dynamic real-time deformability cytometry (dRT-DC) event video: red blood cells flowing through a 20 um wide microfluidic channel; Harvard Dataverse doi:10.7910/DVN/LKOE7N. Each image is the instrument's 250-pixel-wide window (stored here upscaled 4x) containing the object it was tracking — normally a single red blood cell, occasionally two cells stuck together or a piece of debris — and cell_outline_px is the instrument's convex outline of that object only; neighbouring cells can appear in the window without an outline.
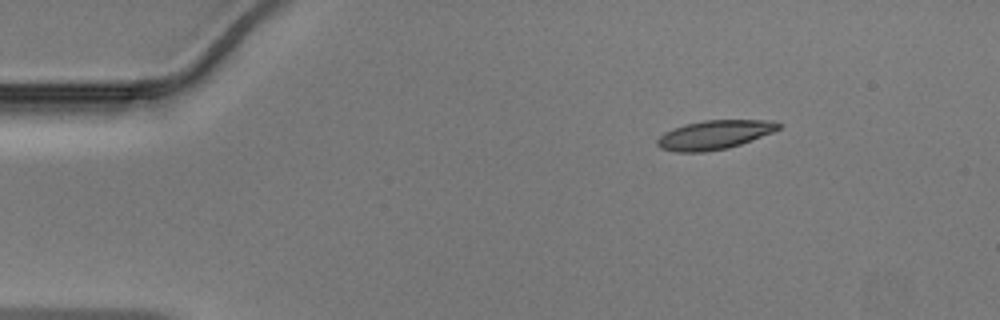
{"species": "Egyptian fruit bat (a non-hibernating species)", "species_latin": "Rousettus aegyptiacus", "temperature_condition": "warm", "stored_images_in_passage": 42, "camera_frame_rate_fps": 3000, "um_per_image_px": 0.085, "animal": {"sex": "male"}, "frame": {"image": 1, "passage_image": 1, "time_ms": 0.0, "image_size_px": [1000, 320], "cell_outline_px": [[780, 128], [772, 132], [740, 144], [728, 148], [704, 152], [676, 152], [660, 148], [656, 144], [656, 140], [664, 132], [672, 128], [684, 124], [704, 120], [776, 120], [780, 124]], "centroid_in_image_um": [60.69, 11.45], "position_along_channel_um": 24.3, "area_um2": 20.52}}
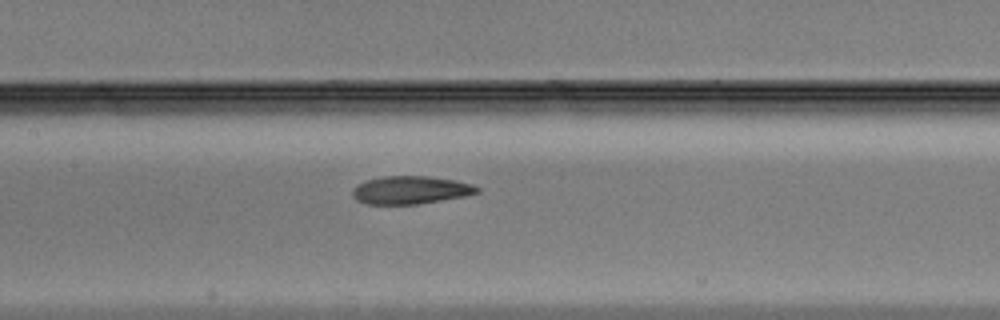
{"frame": {"image": 2, "passage_image": 17, "time_ms": 5.333, "image_size_px": [1000, 320], "cell_outline_px": [[480, 192], [464, 196], [416, 204], [364, 204], [356, 200], [352, 196], [352, 188], [356, 184], [368, 180], [384, 176], [428, 176], [456, 180], [472, 184], [480, 188]], "centroid_in_image_um": [34.87, 16.15], "position_along_channel_um": 172.5, "area_um2": 20.35}}
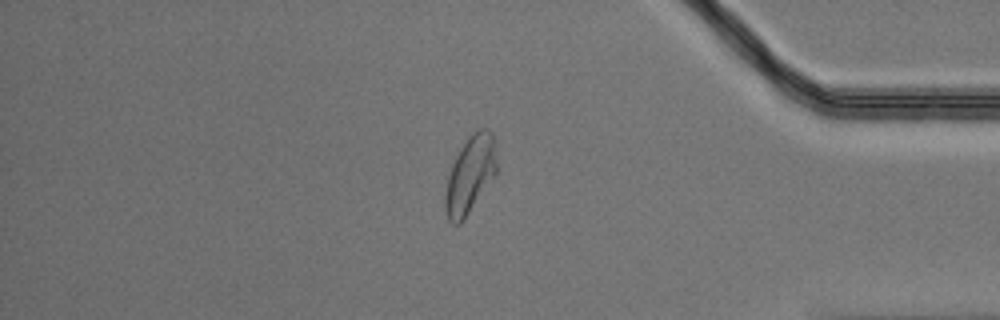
{"frame": {"image": 3, "passage_image": 35, "time_ms": 11.333, "image_size_px": [1000, 320], "cell_outline_px": [[496, 176], [460, 224], [452, 224], [448, 220], [444, 208], [444, 196], [448, 176], [452, 164], [460, 148], [468, 136], [472, 132], [480, 128], [488, 128], [496, 144]], "centroid_in_image_um": [39.96, 14.85], "position_along_channel_um": 395.2, "area_um2": 23.41}}